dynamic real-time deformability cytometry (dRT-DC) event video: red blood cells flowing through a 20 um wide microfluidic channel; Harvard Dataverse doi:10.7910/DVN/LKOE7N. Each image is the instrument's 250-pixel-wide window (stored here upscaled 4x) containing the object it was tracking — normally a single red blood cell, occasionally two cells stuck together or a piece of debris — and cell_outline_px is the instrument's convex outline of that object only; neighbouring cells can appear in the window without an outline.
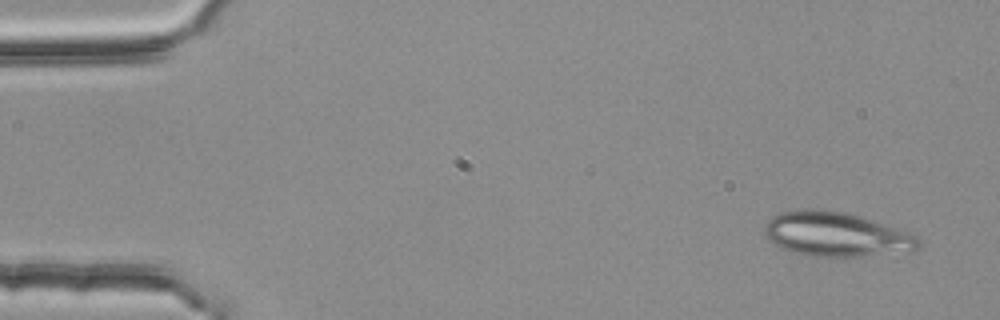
{"species": "common noctule bat (a hibernating species)", "species_latin": "Nyctalus noctula", "temperature_condition": "room temperature", "stored_images_in_passage": 4, "camera_frame_rate_fps": 3000, "um_per_image_px": 0.085, "animal": {"sex": "female", "body_mass_g": 25.1}, "frame": {"image": 1, "passage_image": 1, "time_ms": 0.0, "image_size_px": [1000, 320], "cell_outline_px": [[920, 248], [912, 252], [860, 256], [816, 256], [784, 248], [776, 244], [764, 232], [764, 224], [772, 216], [780, 212], [800, 208], [804, 208], [840, 212], [856, 216], [896, 228], [916, 236], [920, 240]], "centroid_in_image_um": [71.1, 19.92], "position_along_channel_um": 13.9, "area_um2": 39.02}}